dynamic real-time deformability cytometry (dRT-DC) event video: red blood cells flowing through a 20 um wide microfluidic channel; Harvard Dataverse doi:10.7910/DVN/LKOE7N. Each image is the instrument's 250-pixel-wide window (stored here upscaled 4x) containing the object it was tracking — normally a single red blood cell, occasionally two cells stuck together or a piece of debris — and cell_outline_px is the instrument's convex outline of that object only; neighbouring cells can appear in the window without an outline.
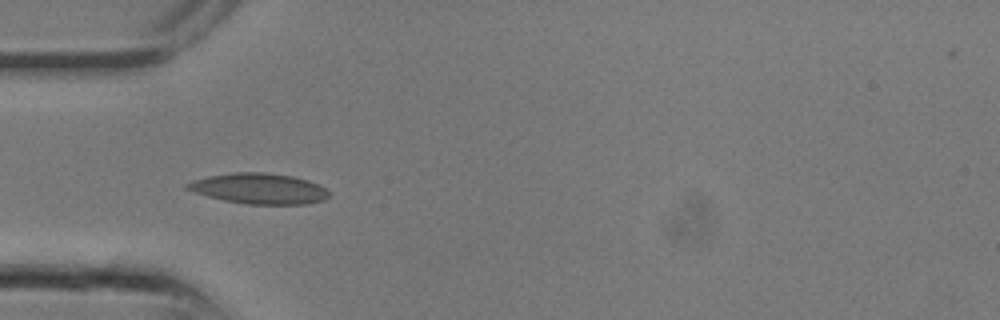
{"species": "common noctule bat (a hibernating species)", "species_latin": "Nyctalus noctula", "temperature_condition": "room temperature", "stored_images_in_passage": 11, "camera_frame_rate_fps": 3000, "um_per_image_px": 0.085, "animal": {"sex": "male", "body_mass_g": 13.3}, "frame": {"image": 1, "passage_image": 8, "time_ms": 2.333, "image_size_px": [1000, 320], "cell_outline_px": [[328, 196], [324, 200], [308, 204], [248, 204], [224, 200], [208, 196], [184, 188], [184, 184], [192, 180], [208, 176], [236, 172], [264, 172], [292, 176], [308, 180], [324, 188], [328, 192]], "centroid_in_image_um": [22.0, 16.02], "position_along_channel_um": 63.0, "area_um2": 25.09}}
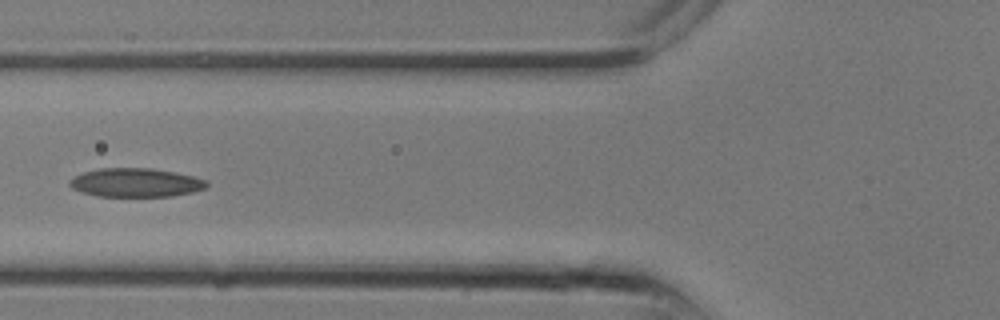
{"frame": {"image": 2, "passage_image": 10, "time_ms": 3.0, "image_size_px": [1000, 320], "cell_outline_px": [[208, 188], [192, 192], [172, 196], [100, 196], [80, 192], [72, 188], [68, 184], [68, 180], [72, 176], [84, 172], [100, 168], [152, 168], [176, 172], [208, 180]], "centroid_in_image_um": [11.53, 15.51], "position_along_channel_um": 114.3, "area_um2": 23.18}}